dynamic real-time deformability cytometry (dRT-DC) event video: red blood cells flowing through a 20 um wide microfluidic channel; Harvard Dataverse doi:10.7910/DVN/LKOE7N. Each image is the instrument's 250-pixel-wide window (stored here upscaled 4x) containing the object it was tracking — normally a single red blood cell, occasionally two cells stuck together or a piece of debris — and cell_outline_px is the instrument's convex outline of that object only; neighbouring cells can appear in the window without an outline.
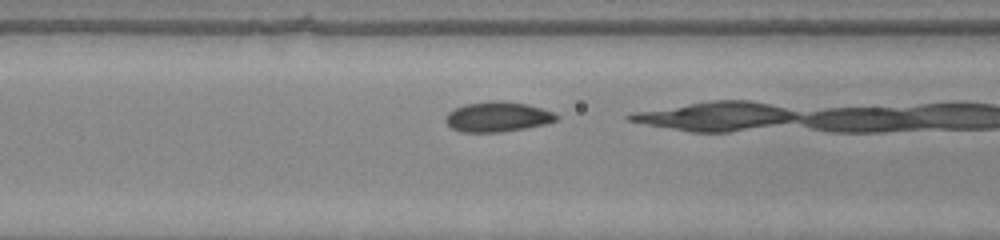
{"species": "common noctule bat (a hibernating species)", "species_latin": "Nyctalus noctula", "temperature_condition": "warm", "stored_images_in_passage": 23, "camera_frame_rate_fps": 3000, "um_per_image_px": 0.085, "animal": {"sex": "male", "body_mass_g": 20.0, "forearm_length_mm": 53.3}, "frame": {"image": 1, "passage_image": 13, "time_ms": 4.0, "image_size_px": [1000, 240], "cell_outline_px": [[560, 116], [556, 120], [544, 124], [524, 128], [500, 132], [460, 132], [452, 128], [444, 120], [444, 116], [448, 112], [464, 104], [492, 100], [500, 100], [528, 104], [556, 112]], "centroid_in_image_um": [42.29, 9.91], "position_along_channel_um": 124.3, "area_um2": 19.59}}
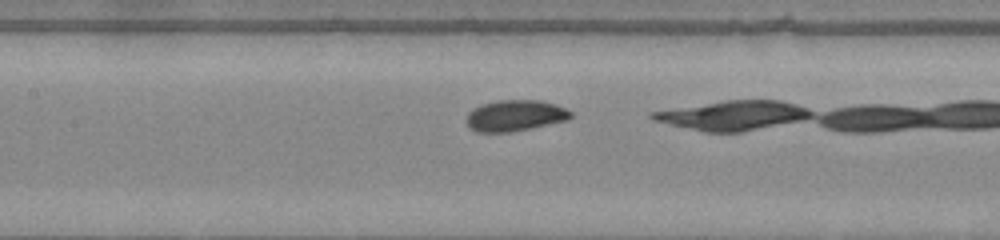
{"frame": {"image": 2, "passage_image": 16, "time_ms": 5.0, "image_size_px": [1000, 240], "cell_outline_px": [[572, 116], [568, 120], [532, 128], [512, 132], [476, 132], [468, 128], [464, 120], [468, 112], [472, 108], [480, 104], [496, 100], [540, 100], [556, 104], [572, 112]], "centroid_in_image_um": [43.73, 9.83], "position_along_channel_um": 163.7, "area_um2": 19.36}}